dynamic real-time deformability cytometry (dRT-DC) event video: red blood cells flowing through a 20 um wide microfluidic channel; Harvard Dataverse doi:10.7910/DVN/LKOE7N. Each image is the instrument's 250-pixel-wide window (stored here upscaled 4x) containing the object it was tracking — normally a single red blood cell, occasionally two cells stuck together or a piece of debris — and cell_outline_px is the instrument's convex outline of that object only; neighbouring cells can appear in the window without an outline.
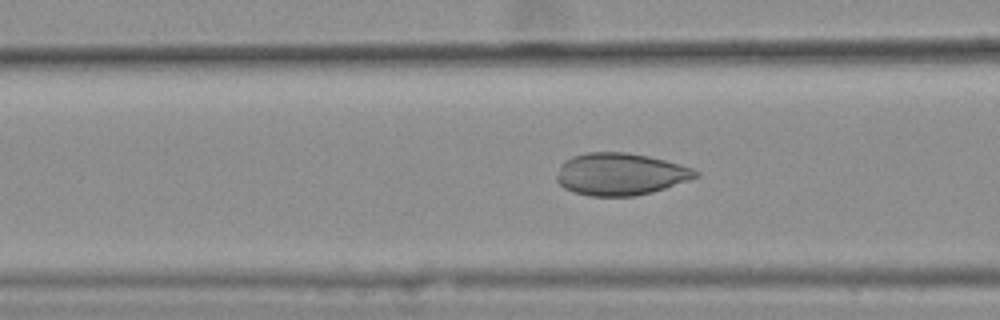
{"species": "common noctule bat (a hibernating species)", "species_latin": "Nyctalus noctula", "temperature_condition": "warm", "stored_images_in_passage": 34, "camera_frame_rate_fps": 3000, "um_per_image_px": 0.085, "animal": {"sex": "female", "body_mass_g": 25.1}, "frame": {"image": 1, "passage_image": 9, "time_ms": 2.667, "image_size_px": [1000, 320], "cell_outline_px": [[700, 176], [652, 192], [636, 196], [592, 196], [576, 192], [564, 188], [556, 180], [556, 176], [560, 164], [564, 160], [572, 156], [584, 152], [624, 152], [648, 156], [680, 164], [692, 168], [700, 172]], "centroid_in_image_um": [52.71, 14.79], "position_along_channel_um": 113.9, "area_um2": 34.16}}
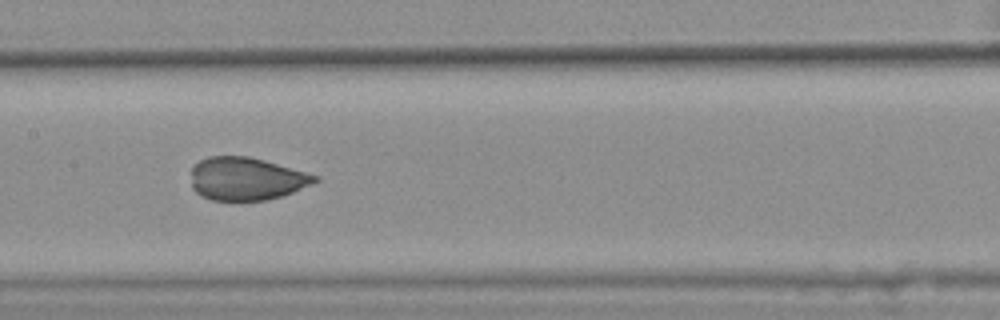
{"frame": {"image": 2, "passage_image": 15, "time_ms": 4.667, "image_size_px": [1000, 320], "cell_outline_px": [[320, 180], [292, 192], [280, 196], [264, 200], [212, 200], [200, 196], [192, 188], [192, 168], [200, 160], [208, 156], [248, 156], [264, 160], [320, 176]], "centroid_in_image_um": [20.93, 15.19], "position_along_channel_um": 186.5, "area_um2": 30.81}}
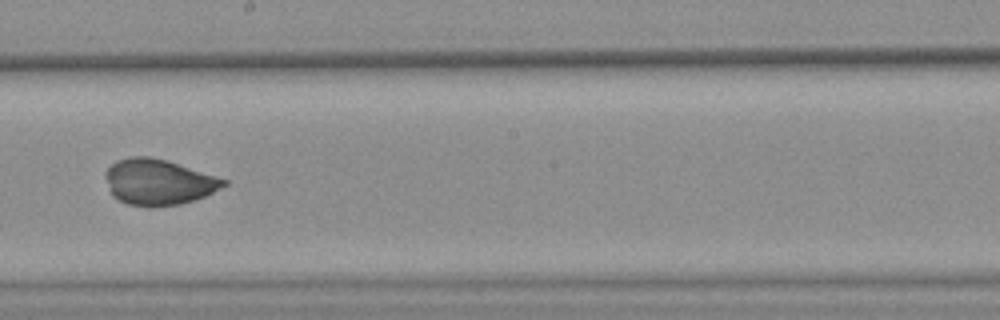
{"frame": {"image": 3, "passage_image": 19, "time_ms": 6.0, "image_size_px": [1000, 320], "cell_outline_px": [[228, 184], [196, 200], [180, 204], [152, 208], [148, 208], [128, 204], [112, 196], [104, 176], [104, 172], [116, 160], [128, 156], [148, 156], [168, 160], [228, 180]], "centroid_in_image_um": [13.45, 15.48], "position_along_channel_um": 234.8, "area_um2": 31.91}}